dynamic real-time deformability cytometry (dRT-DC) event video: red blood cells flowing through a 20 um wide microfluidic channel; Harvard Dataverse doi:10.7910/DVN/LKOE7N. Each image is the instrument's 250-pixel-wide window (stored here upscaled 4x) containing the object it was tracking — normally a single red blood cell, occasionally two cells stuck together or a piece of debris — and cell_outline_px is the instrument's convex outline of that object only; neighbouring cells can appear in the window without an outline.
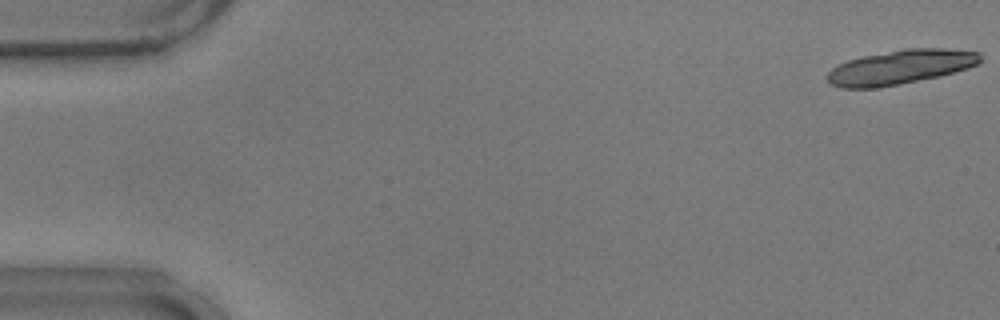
{"species": "common noctule bat (a hibernating species)", "species_latin": "Nyctalus noctula", "temperature_condition": "warm", "stored_images_in_passage": 19, "camera_frame_rate_fps": 3000, "um_per_image_px": 0.085, "animal": {"sex": "male", "body_mass_g": 17.9}, "frame": {"image": 1, "passage_image": 1, "time_ms": 0.0, "image_size_px": [1000, 320], "cell_outline_px": [[984, 60], [968, 68], [940, 76], [880, 88], [840, 88], [832, 84], [828, 80], [828, 72], [832, 68], [848, 60], [864, 56], [904, 48], [944, 48], [980, 52]], "centroid_in_image_um": [76.58, 5.7], "position_along_channel_um": 8.4, "area_um2": 30.63}}